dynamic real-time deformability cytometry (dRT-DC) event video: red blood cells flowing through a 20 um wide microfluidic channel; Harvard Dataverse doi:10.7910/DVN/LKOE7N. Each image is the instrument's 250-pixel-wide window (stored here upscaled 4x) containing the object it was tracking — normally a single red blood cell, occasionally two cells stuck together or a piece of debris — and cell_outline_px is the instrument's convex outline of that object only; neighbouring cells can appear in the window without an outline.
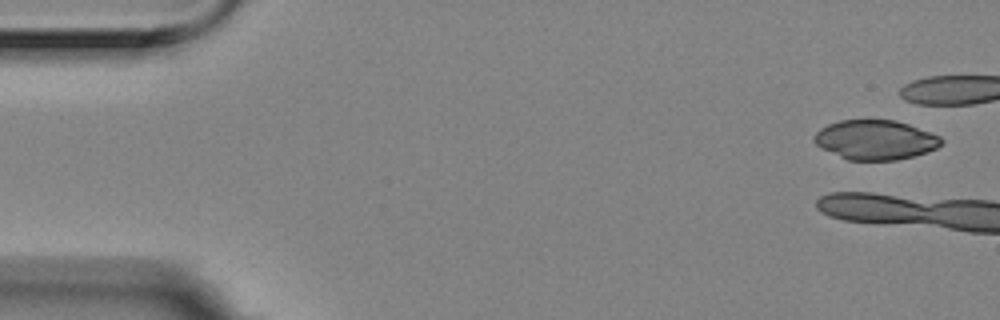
{"species": "Egyptian fruit bat (a non-hibernating species)", "species_latin": "Rousettus aegyptiacus", "temperature_condition": "room temperature", "stored_images_in_passage": 3, "camera_frame_rate_fps": 3000, "um_per_image_px": 0.085, "animal": {"sex": "female"}, "frame": {"image": 1, "passage_image": 1, "time_ms": 0.0, "image_size_px": [1000, 320], "cell_outline_px": [[944, 140], [936, 148], [928, 152], [896, 160], [848, 160], [816, 144], [812, 140], [812, 136], [820, 128], [828, 124], [840, 120], [896, 120], [908, 124], [940, 136]], "centroid_in_image_um": [74.4, 11.88], "position_along_channel_um": 10.6, "area_um2": 29.13}}